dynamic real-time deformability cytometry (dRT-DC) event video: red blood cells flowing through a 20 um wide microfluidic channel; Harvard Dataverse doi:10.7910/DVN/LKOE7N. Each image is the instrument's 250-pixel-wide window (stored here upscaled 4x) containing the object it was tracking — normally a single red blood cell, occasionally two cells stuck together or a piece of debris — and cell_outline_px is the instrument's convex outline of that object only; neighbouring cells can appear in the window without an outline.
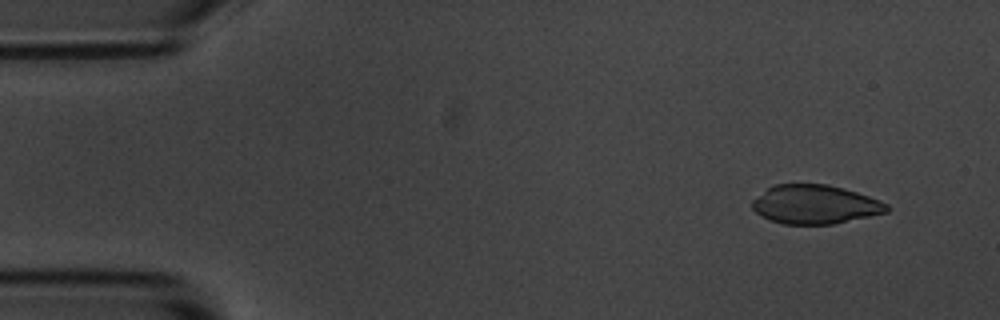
{"species": "common noctule bat (a hibernating species)", "species_latin": "Nyctalus noctula", "temperature_condition": "room temperature", "stored_images_in_passage": 51, "camera_frame_rate_fps": 3000, "um_per_image_px": 0.085, "animal": {"sex": "male", "body_mass_g": 20.1, "forearm_length_mm": 53.5}, "frame": {"image": 1, "passage_image": 1, "time_ms": 0.0, "image_size_px": [1000, 320], "cell_outline_px": [[892, 208], [888, 212], [832, 224], [784, 224], [768, 220], [760, 216], [752, 208], [752, 200], [768, 188], [776, 184], [828, 184], [844, 188], [880, 200], [888, 204]], "centroid_in_image_um": [69.28, 17.38], "position_along_channel_um": 15.7, "area_um2": 30.58}}
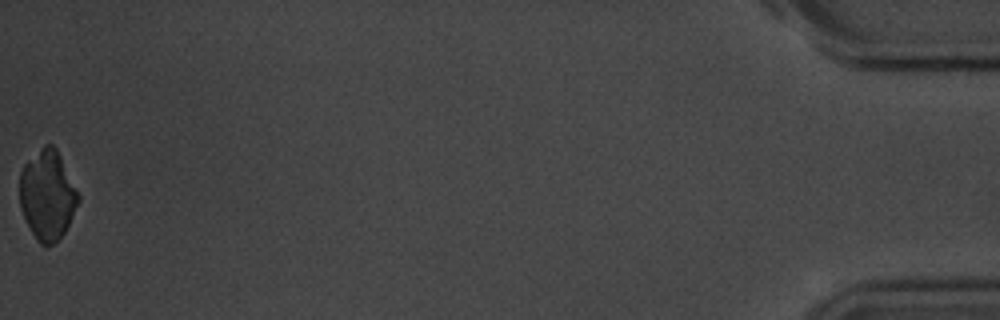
{"frame": {"image": 2, "passage_image": 51, "time_ms": 16.667, "image_size_px": [1000, 320], "cell_outline_px": [[80, 200], [64, 232], [48, 248], [44, 248], [36, 240], [20, 208], [20, 172], [24, 164], [44, 144], [52, 144], [56, 148], [80, 196]], "centroid_in_image_um": [4.02, 16.59], "position_along_channel_um": 431.2, "area_um2": 30.4}}